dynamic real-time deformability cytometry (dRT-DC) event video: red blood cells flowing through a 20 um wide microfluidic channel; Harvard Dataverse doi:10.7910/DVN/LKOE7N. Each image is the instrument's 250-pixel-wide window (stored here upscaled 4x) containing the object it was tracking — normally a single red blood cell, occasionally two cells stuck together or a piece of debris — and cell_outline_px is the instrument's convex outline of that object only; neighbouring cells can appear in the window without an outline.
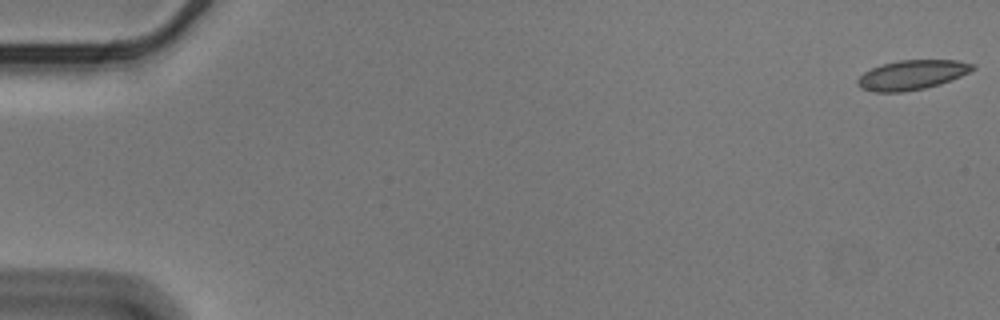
{"species": "Egyptian fruit bat (a non-hibernating species)", "species_latin": "Rousettus aegyptiacus", "temperature_condition": "cold", "stored_images_in_passage": 57, "camera_frame_rate_fps": 3000, "um_per_image_px": 0.085, "animal": {"sex": "male"}, "frame": {"image": 1, "passage_image": 1, "time_ms": 0.0, "image_size_px": [1000, 320], "cell_outline_px": [[976, 68], [960, 76], [940, 84], [924, 88], [904, 92], [872, 92], [860, 88], [856, 84], [856, 80], [864, 72], [880, 64], [900, 60], [956, 60], [976, 64]], "centroid_in_image_um": [77.48, 6.37], "position_along_channel_um": 7.5, "area_um2": 19.94}}
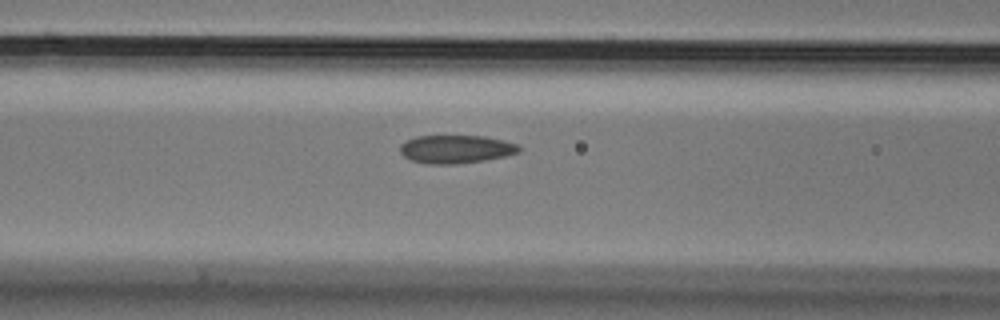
{"frame": {"image": 2, "passage_image": 24, "time_ms": 7.667, "image_size_px": [1000, 320], "cell_outline_px": [[520, 152], [508, 156], [484, 160], [456, 164], [428, 164], [408, 160], [400, 152], [400, 144], [416, 136], [484, 136], [504, 140], [520, 144]], "centroid_in_image_um": [38.78, 12.68], "position_along_channel_um": 127.8, "area_um2": 19.77}}
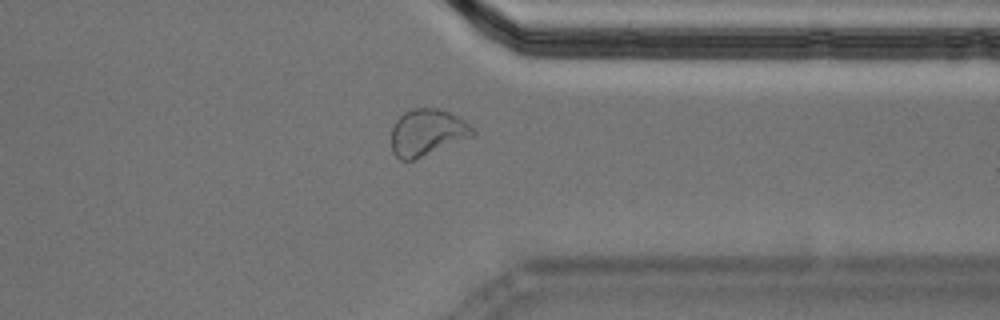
{"frame": {"image": 3, "passage_image": 45, "time_ms": 14.667, "image_size_px": [1000, 320], "cell_outline_px": [[476, 136], [412, 160], [400, 160], [392, 152], [392, 128], [396, 120], [404, 112], [412, 108], [436, 108], [448, 112], [464, 120], [476, 132]], "centroid_in_image_um": [36.32, 11.26], "position_along_channel_um": 375.1, "area_um2": 22.08}, "authors_computed_cell_mechanics": {"area_um2": 20.0566, "velocity_mm_per_s": 3.5586, "shape_relaxation_time_tau1_ms": null, "shape_relaxation_time_tau2_ms": 1.317, "deformation_change_tau1": null, "deformation_change_tau2": 0.0651}}